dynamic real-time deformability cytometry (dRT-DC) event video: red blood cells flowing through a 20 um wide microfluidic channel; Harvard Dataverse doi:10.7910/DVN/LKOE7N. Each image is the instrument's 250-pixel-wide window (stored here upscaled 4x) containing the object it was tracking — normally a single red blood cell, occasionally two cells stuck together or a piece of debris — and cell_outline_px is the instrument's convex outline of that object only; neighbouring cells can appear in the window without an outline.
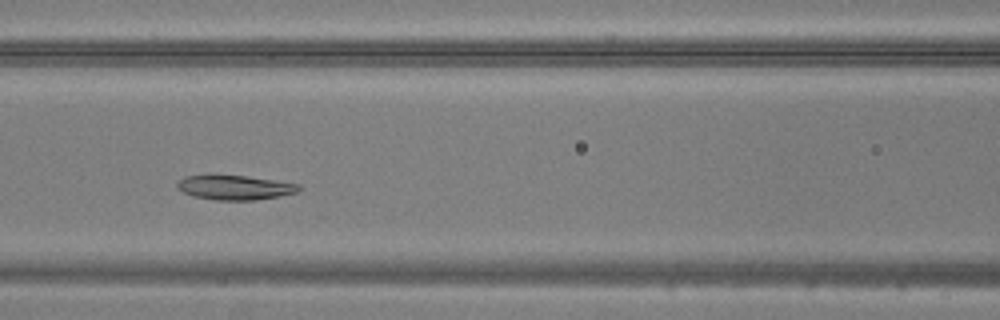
{"species": "common noctule bat (a hibernating species)", "species_latin": "Nyctalus noctula", "temperature_condition": "warm", "stored_images_in_passage": 43, "camera_frame_rate_fps": 3000, "um_per_image_px": 0.085, "animal": {"sex": "male", "body_mass_g": 20.5, "forearm_length_mm": 52.5}, "frame": {"image": 1, "passage_image": 15, "time_ms": 4.667, "image_size_px": [1000, 320], "cell_outline_px": [[300, 188], [296, 192], [256, 200], [216, 200], [192, 196], [176, 188], [176, 184], [184, 176], [212, 172], [248, 176], [300, 184]], "centroid_in_image_um": [19.85, 15.89], "position_along_channel_um": 146.7, "area_um2": 17.98}}
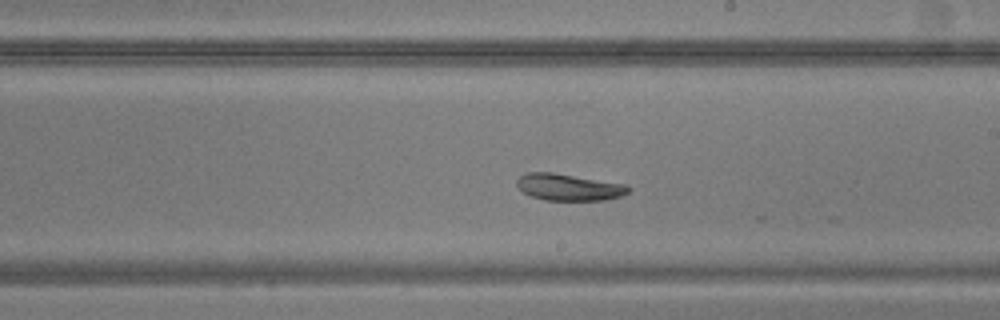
{"frame": {"image": 2, "passage_image": 22, "time_ms": 7.0, "image_size_px": [1000, 320], "cell_outline_px": [[632, 188], [628, 192], [620, 196], [604, 200], [544, 200], [532, 196], [524, 192], [516, 184], [516, 180], [524, 172], [552, 172], [628, 184]], "centroid_in_image_um": [48.37, 15.9], "position_along_channel_um": 240.6, "area_um2": 17.46}}
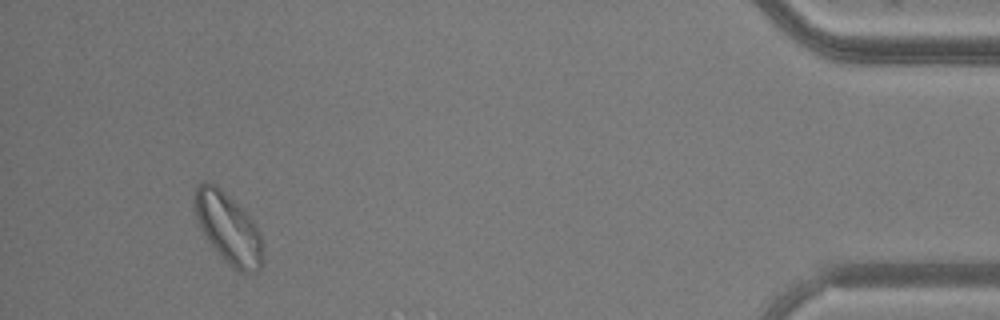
{"frame": {"image": 3, "passage_image": 40, "time_ms": 13.0, "image_size_px": [1000, 320], "cell_outline_px": [[264, 264], [256, 272], [236, 272], [208, 244], [196, 220], [192, 200], [196, 184], [200, 180], [208, 180], [216, 184], [256, 224], [260, 232], [264, 260]], "centroid_in_image_um": [19.35, 19.4], "position_along_channel_um": 415.8, "area_um2": 28.78}}